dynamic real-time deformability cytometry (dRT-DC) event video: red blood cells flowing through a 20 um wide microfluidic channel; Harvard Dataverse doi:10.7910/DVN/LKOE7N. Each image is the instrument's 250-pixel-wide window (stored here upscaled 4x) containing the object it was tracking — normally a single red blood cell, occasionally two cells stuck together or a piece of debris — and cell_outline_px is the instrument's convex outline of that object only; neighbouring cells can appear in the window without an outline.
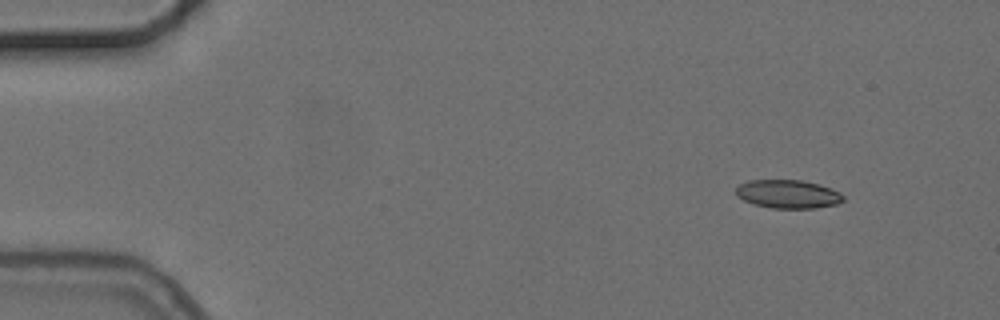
{"species": "common noctule bat (a hibernating species)", "species_latin": "Nyctalus noctula", "temperature_condition": "cold", "stored_images_in_passage": 4, "camera_frame_rate_fps": 3000, "um_per_image_px": 0.085, "animal": {"sex": "female", "body_mass_g": 24.6, "forearm_length_mm": 56.2}, "frame": {"image": 1, "passage_image": 1, "time_ms": 0.0, "image_size_px": [1000, 320], "cell_outline_px": [[844, 200], [836, 204], [816, 208], [772, 208], [752, 204], [736, 196], [736, 188], [740, 184], [748, 180], [800, 180], [820, 184], [832, 188], [840, 192], [844, 196]], "centroid_in_image_um": [66.98, 16.49], "position_along_channel_um": 18.0, "area_um2": 17.92}}
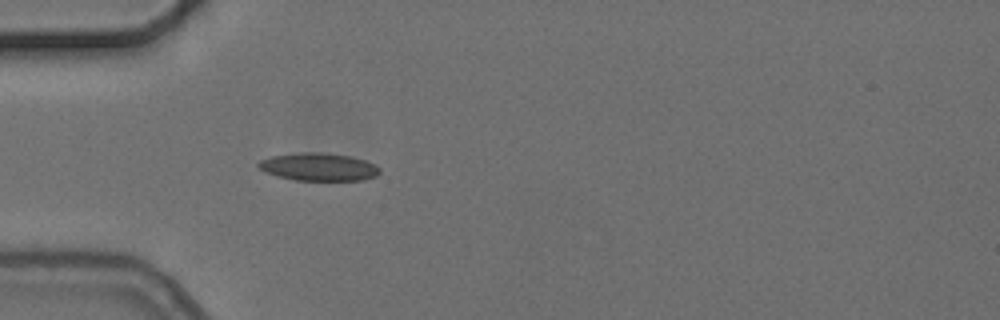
{"frame": {"image": 2, "passage_image": 4, "time_ms": 3.667, "image_size_px": [1000, 320], "cell_outline_px": [[380, 172], [376, 176], [364, 180], [296, 180], [276, 176], [264, 172], [256, 164], [260, 160], [272, 156], [300, 152], [324, 152], [352, 156], [376, 164], [380, 168]], "centroid_in_image_um": [27.09, 14.18], "position_along_channel_um": 57.9, "area_um2": 19.83}}